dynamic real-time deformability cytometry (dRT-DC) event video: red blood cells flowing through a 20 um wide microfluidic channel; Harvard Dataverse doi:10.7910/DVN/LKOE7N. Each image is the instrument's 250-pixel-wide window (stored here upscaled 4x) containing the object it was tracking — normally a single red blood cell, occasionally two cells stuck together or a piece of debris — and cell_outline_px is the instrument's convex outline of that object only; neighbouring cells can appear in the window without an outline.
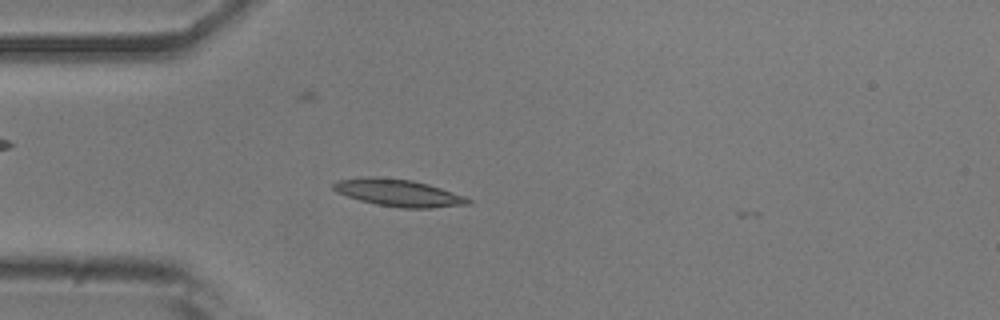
{"species": "common noctule bat (a hibernating species)", "species_latin": "Nyctalus noctula", "temperature_condition": "room temperature", "stored_images_in_passage": 33, "camera_frame_rate_fps": 3000, "um_per_image_px": 0.085, "animal": {"sex": "male", "body_mass_g": 20.5, "forearm_length_mm": 52.5}, "frame": {"image": 1, "passage_image": 1, "time_ms": 0.0, "image_size_px": [1000, 320], "cell_outline_px": [[472, 204], [432, 208], [400, 208], [376, 204], [360, 200], [336, 192], [332, 188], [332, 184], [336, 180], [360, 176], [376, 176], [412, 180], [428, 184], [464, 196], [472, 200]], "centroid_in_image_um": [33.83, 16.38], "position_along_channel_um": 51.2, "area_um2": 21.5}}
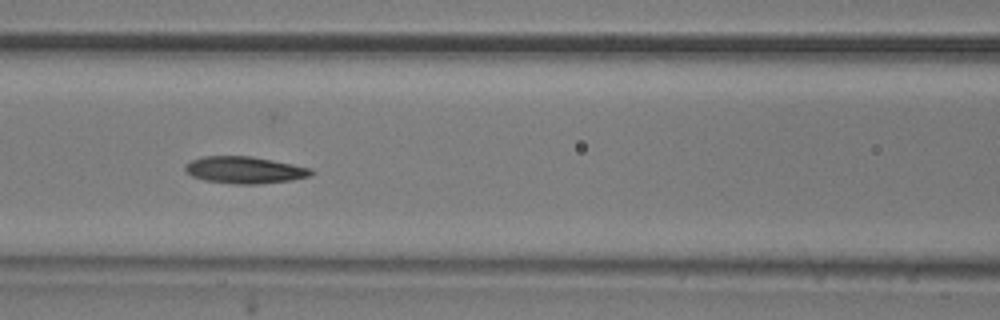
{"frame": {"image": 2, "passage_image": 9, "time_ms": 2.667, "image_size_px": [1000, 320], "cell_outline_px": [[316, 172], [308, 176], [292, 180], [256, 184], [236, 184], [204, 180], [192, 176], [184, 168], [184, 164], [192, 160], [204, 156], [252, 156], [312, 168]], "centroid_in_image_um": [20.8, 14.44], "position_along_channel_um": 145.8, "area_um2": 19.71}}
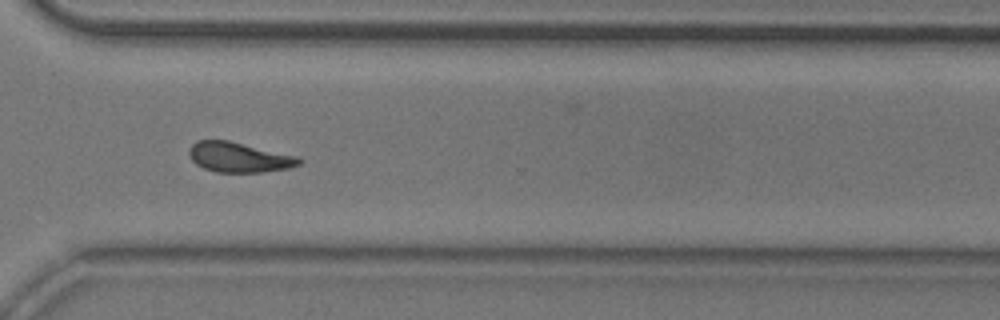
{"frame": {"image": 3, "passage_image": 25, "time_ms": 8.0, "image_size_px": [1000, 320], "cell_outline_px": [[304, 160], [300, 164], [288, 168], [260, 172], [216, 172], [204, 168], [196, 164], [188, 156], [188, 148], [196, 140], [228, 140], [300, 156]], "centroid_in_image_um": [20.32, 13.35], "position_along_channel_um": 350.3, "area_um2": 19.48}}